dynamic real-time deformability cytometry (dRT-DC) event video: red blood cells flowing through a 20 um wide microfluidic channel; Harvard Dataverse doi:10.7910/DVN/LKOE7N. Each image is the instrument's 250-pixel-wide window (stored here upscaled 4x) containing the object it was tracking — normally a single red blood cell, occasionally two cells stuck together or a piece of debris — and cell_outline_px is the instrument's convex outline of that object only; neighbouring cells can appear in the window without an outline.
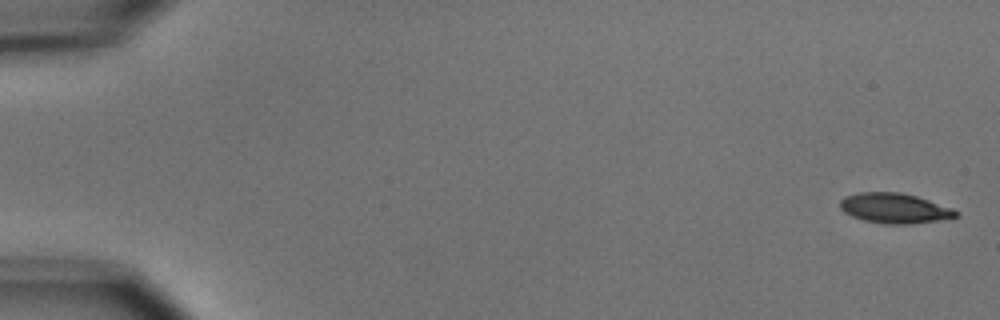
{"species": "common noctule bat (a hibernating species)", "species_latin": "Nyctalus noctula", "temperature_condition": "cold", "stored_images_in_passage": 8, "camera_frame_rate_fps": 3000, "um_per_image_px": 0.085, "animal": {"sex": "male", "body_mass_g": 15.6}, "frame": {"image": 1, "passage_image": 1, "time_ms": 0.0, "image_size_px": [1000, 320], "cell_outline_px": [[960, 216], [936, 220], [908, 224], [884, 224], [864, 220], [852, 216], [844, 212], [840, 208], [840, 200], [844, 196], [856, 192], [900, 192], [916, 196], [952, 208], [960, 212]], "centroid_in_image_um": [76.01, 17.69], "position_along_channel_um": 9.0, "area_um2": 20.29}}
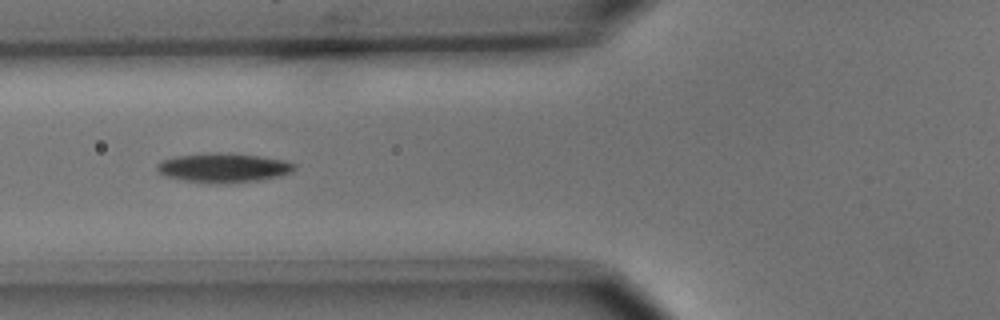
{"frame": {"image": 2, "passage_image": 6, "time_ms": 6.667, "image_size_px": [1000, 320], "cell_outline_px": [[296, 168], [292, 172], [280, 176], [260, 180], [224, 184], [212, 184], [184, 180], [164, 176], [156, 168], [156, 164], [160, 160], [176, 156], [212, 152], [216, 152], [260, 156], [288, 160], [296, 164]], "centroid_in_image_um": [19.01, 14.26], "position_along_channel_um": 106.8, "area_um2": 23.81}}
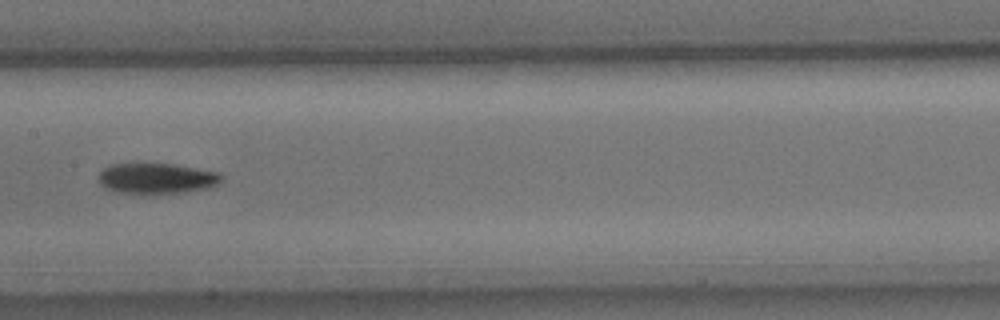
{"frame": {"image": 3, "passage_image": 8, "time_ms": 9.0, "image_size_px": [1000, 320], "cell_outline_px": [[224, 176], [216, 184], [208, 188], [184, 192], [156, 196], [148, 196], [116, 192], [100, 184], [100, 172], [108, 164], [172, 164], [220, 172]], "centroid_in_image_um": [13.32, 15.2], "position_along_channel_um": 194.1, "area_um2": 22.43}}